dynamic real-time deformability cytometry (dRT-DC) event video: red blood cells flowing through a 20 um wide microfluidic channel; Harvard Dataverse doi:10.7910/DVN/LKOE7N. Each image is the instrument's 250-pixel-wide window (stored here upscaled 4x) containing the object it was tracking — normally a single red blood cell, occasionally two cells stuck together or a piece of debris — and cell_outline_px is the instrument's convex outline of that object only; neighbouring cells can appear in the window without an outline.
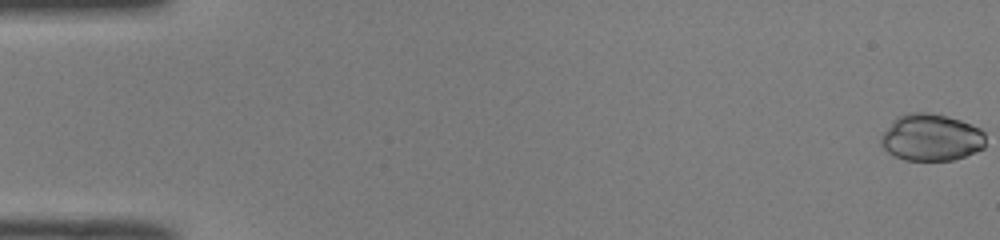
{"species": "common noctule bat (a hibernating species)", "species_latin": "Nyctalus noctula", "temperature_condition": "room temperature", "stored_images_in_passage": 52, "camera_frame_rate_fps": 3000, "um_per_image_px": 0.085, "animal": {"sex": "male", "body_mass_g": 19.0, "forearm_length_mm": 50.8}, "frame": {"image": 1, "passage_image": 1, "time_ms": 0.0, "image_size_px": [1000, 240], "cell_outline_px": [[984, 148], [976, 152], [952, 160], [904, 160], [892, 156], [880, 144], [880, 136], [896, 116], [908, 112], [928, 112], [948, 116], [960, 120], [980, 128], [984, 132]], "centroid_in_image_um": [79.12, 11.68], "position_along_channel_um": 5.9, "area_um2": 28.9}}